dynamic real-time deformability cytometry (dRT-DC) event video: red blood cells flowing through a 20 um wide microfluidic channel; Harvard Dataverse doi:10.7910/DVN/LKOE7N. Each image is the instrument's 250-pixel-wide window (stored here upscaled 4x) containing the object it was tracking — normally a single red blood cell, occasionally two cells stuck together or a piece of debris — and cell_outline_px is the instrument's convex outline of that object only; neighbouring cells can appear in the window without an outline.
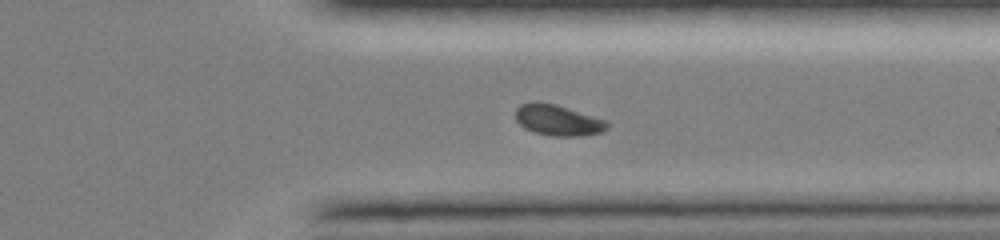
{"species": "common noctule bat (a hibernating species)", "species_latin": "Nyctalus noctula", "temperature_condition": "room temperature", "stored_images_in_passage": 34, "camera_frame_rate_fps": 3000, "um_per_image_px": 0.085, "animal": {"sex": "female", "body_mass_g": 19.0, "forearm_length_mm": 51.5}, "frame": {"image": 1, "passage_image": 25, "time_ms": 11.0, "image_size_px": [1000, 240], "cell_outline_px": [[608, 128], [600, 132], [580, 136], [552, 136], [536, 132], [524, 128], [516, 120], [516, 108], [520, 104], [536, 100], [556, 104], [608, 120]], "centroid_in_image_um": [47.42, 10.19], "position_along_channel_um": 364.0, "area_um2": 16.65}, "authors_computed_cell_mechanics": {"area_um2": 16.7042, "velocity_mm_per_s": 4.0234, "shape_relaxation_time_tau1_ms": 2.5799, "shape_relaxation_time_tau2_ms": null, "deformation_change_tau1": 0.1139, "deformation_change_tau2": null}}